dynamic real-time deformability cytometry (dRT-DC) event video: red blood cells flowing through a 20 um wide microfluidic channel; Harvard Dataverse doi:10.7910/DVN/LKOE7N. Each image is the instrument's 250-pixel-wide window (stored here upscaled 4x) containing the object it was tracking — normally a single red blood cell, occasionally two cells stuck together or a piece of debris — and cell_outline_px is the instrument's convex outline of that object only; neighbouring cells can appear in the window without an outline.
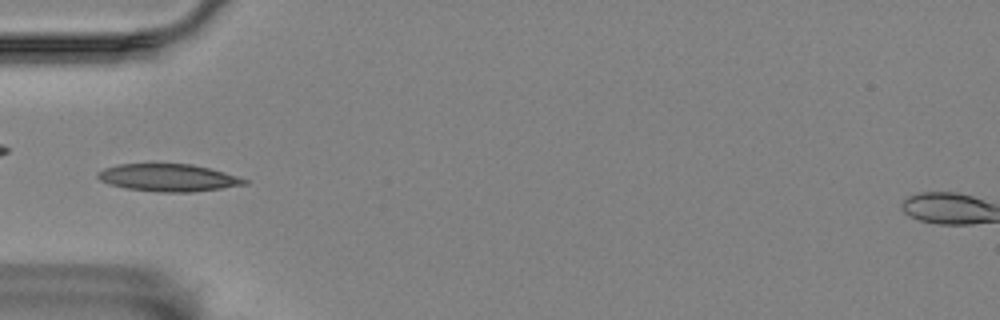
{"species": "Egyptian fruit bat (a non-hibernating species)", "species_latin": "Rousettus aegyptiacus", "temperature_condition": "room temperature", "stored_images_in_passage": 9, "camera_frame_rate_fps": 3000, "um_per_image_px": 0.085, "animal": {"sex": "female"}, "frame": {"image": 1, "passage_image": 6, "time_ms": 6.0, "image_size_px": [1000, 320], "cell_outline_px": [[248, 184], [192, 192], [160, 192], [124, 188], [108, 184], [100, 180], [96, 176], [96, 172], [104, 168], [120, 164], [192, 164], [224, 172], [248, 180]], "centroid_in_image_um": [14.26, 15.1], "position_along_channel_um": 70.7, "area_um2": 23.35}}
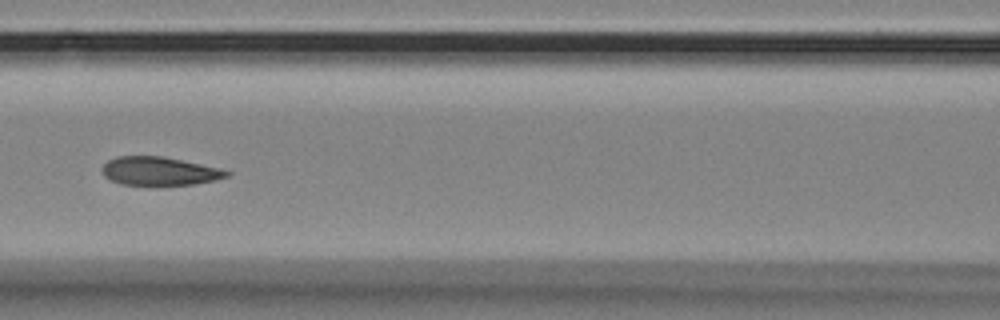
{"frame": {"image": 2, "passage_image": 8, "time_ms": 8.333, "image_size_px": [1000, 320], "cell_outline_px": [[232, 172], [228, 176], [216, 180], [192, 184], [120, 184], [108, 180], [104, 176], [104, 164], [108, 160], [116, 156], [160, 156], [220, 168]], "centroid_in_image_um": [13.54, 14.54], "position_along_channel_um": 153.1, "area_um2": 20.29}}
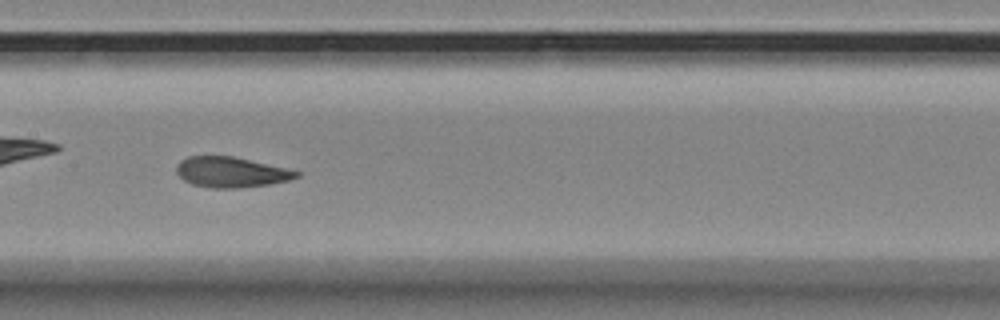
{"frame": {"image": 3, "passage_image": 9, "time_ms": 9.333, "image_size_px": [1000, 320], "cell_outline_px": [[300, 176], [288, 180], [268, 184], [240, 188], [212, 188], [192, 184], [184, 180], [176, 172], [176, 168], [180, 160], [188, 156], [232, 156], [284, 168], [300, 172]], "centroid_in_image_um": [19.6, 14.64], "position_along_channel_um": 187.8, "area_um2": 20.98}}